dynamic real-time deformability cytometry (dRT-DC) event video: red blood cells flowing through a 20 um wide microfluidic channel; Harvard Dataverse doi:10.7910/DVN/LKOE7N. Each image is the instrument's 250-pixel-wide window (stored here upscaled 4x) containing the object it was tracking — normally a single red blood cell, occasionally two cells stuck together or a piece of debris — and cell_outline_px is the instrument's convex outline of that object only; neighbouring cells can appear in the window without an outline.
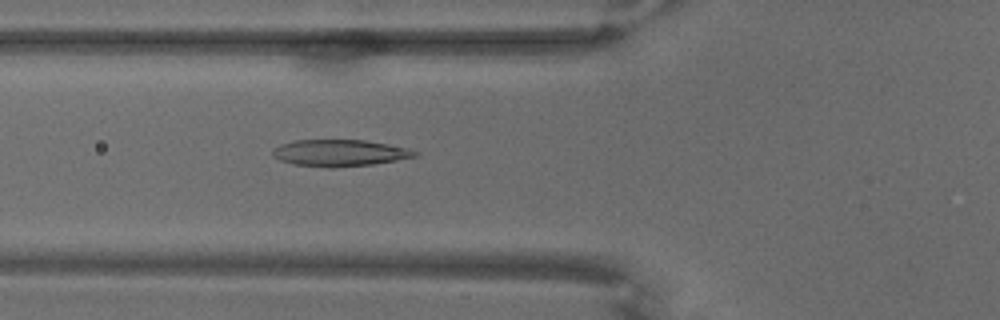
{"species": "common noctule bat (a hibernating species)", "species_latin": "Nyctalus noctula", "temperature_condition": "warm", "stored_images_in_passage": 69, "camera_frame_rate_fps": 3000, "um_per_image_px": 0.085, "animal": {"sex": "male", "body_mass_g": 18.8}, "frame": {"image": 1, "passage_image": 26, "time_ms": 8.333, "image_size_px": [1000, 320], "cell_outline_px": [[420, 152], [416, 156], [396, 160], [372, 164], [332, 168], [328, 168], [292, 164], [280, 160], [272, 156], [272, 148], [280, 144], [292, 140], [364, 140], [388, 144], [408, 148]], "centroid_in_image_um": [28.83, 13.0], "position_along_channel_um": 97.0, "area_um2": 22.25}}
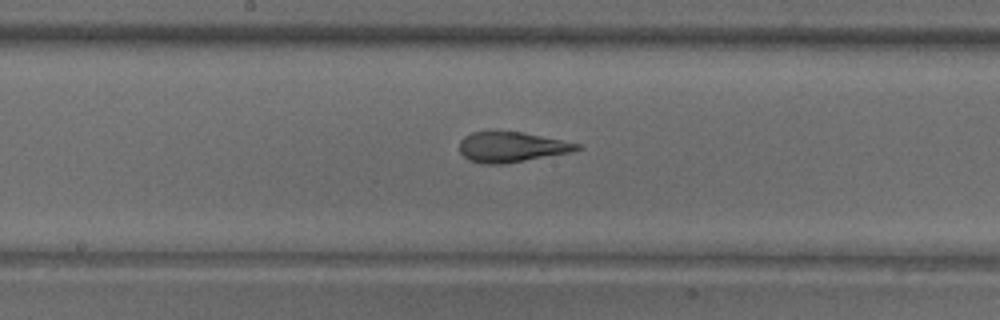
{"frame": {"image": 2, "passage_image": 37, "time_ms": 12.0, "image_size_px": [1000, 320], "cell_outline_px": [[584, 148], [572, 152], [504, 164], [480, 164], [468, 160], [460, 152], [460, 140], [464, 136], [472, 132], [492, 128], [496, 128], [520, 132], [580, 144]], "centroid_in_image_um": [43.42, 12.47], "position_along_channel_um": 204.8, "area_um2": 21.33}}
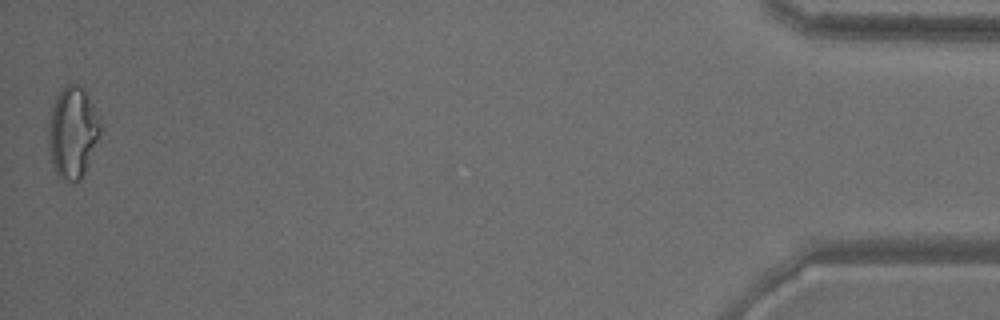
{"frame": {"image": 3, "passage_image": 69, "time_ms": 22.667, "image_size_px": [1000, 320], "cell_outline_px": [[100, 132], [88, 164], [80, 180], [72, 184], [60, 176], [56, 172], [52, 164], [48, 144], [48, 124], [52, 108], [56, 96], [68, 84], [76, 84], [88, 96], [92, 104], [100, 124]], "centroid_in_image_um": [6.14, 11.29], "position_along_channel_um": 429.1, "area_um2": 26.99}}